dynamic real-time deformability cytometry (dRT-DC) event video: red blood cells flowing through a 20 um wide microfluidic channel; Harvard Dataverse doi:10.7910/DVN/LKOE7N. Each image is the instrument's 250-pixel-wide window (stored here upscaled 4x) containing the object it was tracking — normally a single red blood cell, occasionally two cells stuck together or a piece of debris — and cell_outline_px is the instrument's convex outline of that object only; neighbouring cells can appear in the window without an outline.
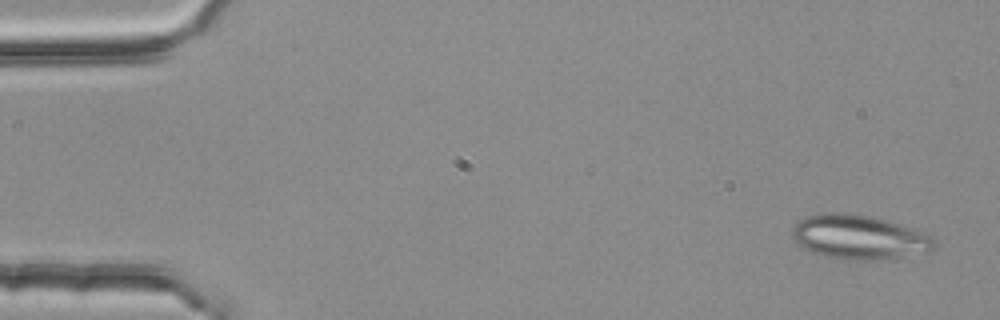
{"species": "common noctule bat (a hibernating species)", "species_latin": "Nyctalus noctula", "temperature_condition": "room temperature", "stored_images_in_passage": 5, "camera_frame_rate_fps": 3000, "um_per_image_px": 0.085, "animal": {"sex": "female", "body_mass_g": 25.1}, "frame": {"image": 1, "passage_image": 1, "time_ms": 0.0, "image_size_px": [1000, 320], "cell_outline_px": [[936, 248], [932, 252], [876, 260], [852, 260], [824, 256], [812, 252], [804, 248], [792, 236], [792, 228], [804, 216], [824, 212], [848, 212], [872, 216], [888, 220], [924, 232], [932, 236], [936, 244]], "centroid_in_image_um": [73.06, 20.14], "position_along_channel_um": 11.9, "area_um2": 37.05}}